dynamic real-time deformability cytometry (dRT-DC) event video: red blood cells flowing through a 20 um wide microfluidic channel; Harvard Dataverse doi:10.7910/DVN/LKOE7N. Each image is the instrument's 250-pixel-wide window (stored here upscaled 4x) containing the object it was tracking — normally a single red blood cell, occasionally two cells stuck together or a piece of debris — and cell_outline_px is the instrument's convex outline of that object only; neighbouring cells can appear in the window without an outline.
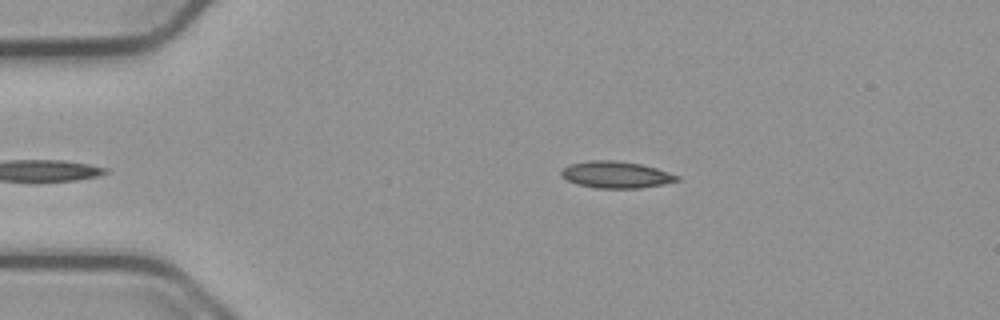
{"species": "common noctule bat (a hibernating species)", "species_latin": "Nyctalus noctula", "temperature_condition": "cold", "stored_images_in_passage": 39, "camera_frame_rate_fps": 3000, "um_per_image_px": 0.085, "animal": {"sex": "male", "body_mass_g": 23.1, "forearm_length_mm": 52.7}, "frame": {"image": 1, "passage_image": 2, "time_ms": 0.333, "image_size_px": [1000, 320], "cell_outline_px": [[680, 180], [664, 184], [640, 188], [596, 188], [576, 184], [560, 176], [560, 172], [568, 164], [588, 160], [616, 160], [640, 164], [656, 168], [680, 176]], "centroid_in_image_um": [52.34, 14.84], "position_along_channel_um": 32.7, "area_um2": 18.15}}
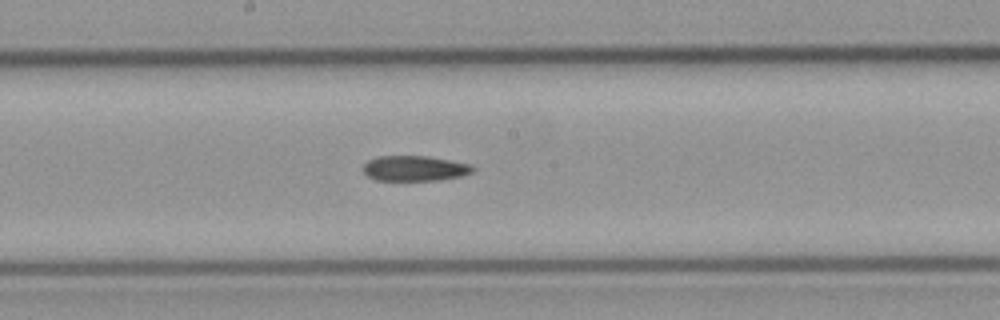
{"frame": {"image": 2, "passage_image": 20, "time_ms": 6.333, "image_size_px": [1000, 320], "cell_outline_px": [[476, 168], [472, 172], [460, 176], [440, 180], [376, 180], [368, 176], [364, 172], [364, 164], [368, 160], [376, 156], [428, 156], [468, 164]], "centroid_in_image_um": [35.22, 14.31], "position_along_channel_um": 213.0, "area_um2": 16.01}}
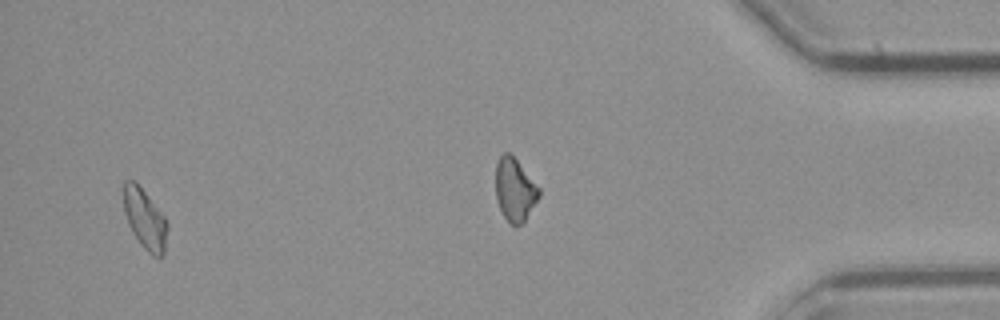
{"frame": {"image": 3, "passage_image": 36, "time_ms": 11.667, "image_size_px": [1000, 320], "cell_outline_px": [[168, 228], [164, 256], [160, 260], [152, 256], [140, 244], [132, 232], [128, 224], [124, 212], [124, 180], [136, 180], [164, 216], [168, 224]], "centroid_in_image_um": [12.33, 18.66], "position_along_channel_um": 422.9, "area_um2": 15.66}, "authors_computed_cell_mechanics": {"area_um2": 16.9354, "velocity_mm_per_s": 3.7878, "shape_relaxation_time_tau1_ms": null, "shape_relaxation_time_tau2_ms": 9.9348, "deformation_change_tau1": null, "deformation_change_tau2": 0.1845}}